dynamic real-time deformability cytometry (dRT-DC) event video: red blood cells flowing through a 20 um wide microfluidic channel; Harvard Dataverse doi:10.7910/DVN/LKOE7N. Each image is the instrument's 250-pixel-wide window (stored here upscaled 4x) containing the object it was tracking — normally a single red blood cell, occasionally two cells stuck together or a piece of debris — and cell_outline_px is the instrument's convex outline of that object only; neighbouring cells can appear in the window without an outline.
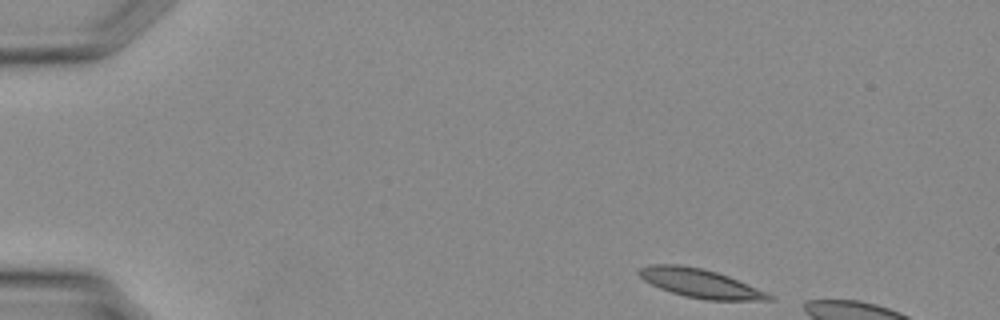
{"species": "Egyptian fruit bat (a non-hibernating species)", "species_latin": "Rousettus aegyptiacus", "temperature_condition": "warm", "stored_images_in_passage": 5, "camera_frame_rate_fps": 3000, "um_per_image_px": 0.085, "animal": {"sex": "female"}, "frame": {"image": 1, "passage_image": 1, "time_ms": 0.0, "image_size_px": [1000, 320], "cell_outline_px": [[776, 300], [704, 300], [684, 296], [660, 288], [644, 280], [636, 272], [640, 268], [652, 264], [680, 264], [700, 268], [716, 272], [728, 276], [768, 292], [776, 296]], "centroid_in_image_um": [59.56, 24.09], "position_along_channel_um": 25.4, "area_um2": 21.79}}